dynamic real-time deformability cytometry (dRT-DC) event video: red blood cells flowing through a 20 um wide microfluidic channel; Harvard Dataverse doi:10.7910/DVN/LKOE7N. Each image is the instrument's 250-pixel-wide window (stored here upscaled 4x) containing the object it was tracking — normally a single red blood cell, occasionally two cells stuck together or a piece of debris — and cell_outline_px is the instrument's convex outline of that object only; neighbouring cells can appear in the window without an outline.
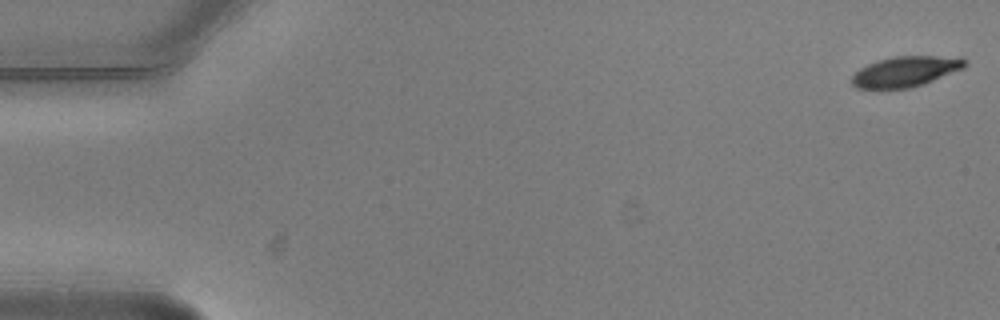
{"species": "common noctule bat (a hibernating species)", "species_latin": "Nyctalus noctula", "temperature_condition": "warm", "stored_images_in_passage": 4, "camera_frame_rate_fps": 3000, "um_per_image_px": 0.085, "animal": {"sex": "male", "body_mass_g": 20.5, "forearm_length_mm": 52.5}, "frame": {"image": 1, "passage_image": 1, "time_ms": 0.0, "image_size_px": [1000, 320], "cell_outline_px": [[968, 64], [964, 68], [932, 80], [908, 88], [856, 88], [852, 84], [852, 76], [860, 68], [876, 60], [892, 56], [960, 56], [968, 60]], "centroid_in_image_um": [77.0, 6.04], "position_along_channel_um": 8.0, "area_um2": 20.0}}